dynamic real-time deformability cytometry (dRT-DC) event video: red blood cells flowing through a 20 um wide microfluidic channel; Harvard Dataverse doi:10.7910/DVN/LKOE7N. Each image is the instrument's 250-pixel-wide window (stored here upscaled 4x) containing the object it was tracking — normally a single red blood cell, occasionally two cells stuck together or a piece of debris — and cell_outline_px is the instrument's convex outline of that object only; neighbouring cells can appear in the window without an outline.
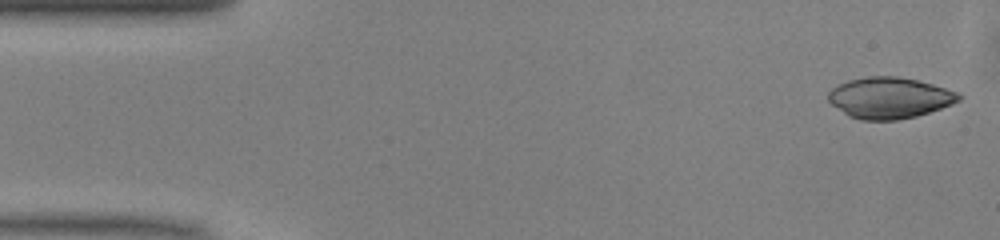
{"species": "common noctule bat (a hibernating species)", "species_latin": "Nyctalus noctula", "temperature_condition": "warm", "stored_images_in_passage": 48, "camera_frame_rate_fps": 3000, "um_per_image_px": 0.085, "animal": {"sex": "male", "body_mass_g": 13.0, "forearm_length_mm": 53.1}, "frame": {"image": 1, "passage_image": 1, "time_ms": 0.0, "image_size_px": [1000, 240], "cell_outline_px": [[964, 96], [960, 100], [952, 104], [916, 116], [896, 120], [860, 120], [848, 116], [832, 104], [828, 100], [828, 92], [832, 88], [848, 80], [868, 76], [896, 76], [916, 80], [932, 84], [956, 92]], "centroid_in_image_um": [75.59, 8.32], "position_along_channel_um": 9.4, "area_um2": 31.1}}